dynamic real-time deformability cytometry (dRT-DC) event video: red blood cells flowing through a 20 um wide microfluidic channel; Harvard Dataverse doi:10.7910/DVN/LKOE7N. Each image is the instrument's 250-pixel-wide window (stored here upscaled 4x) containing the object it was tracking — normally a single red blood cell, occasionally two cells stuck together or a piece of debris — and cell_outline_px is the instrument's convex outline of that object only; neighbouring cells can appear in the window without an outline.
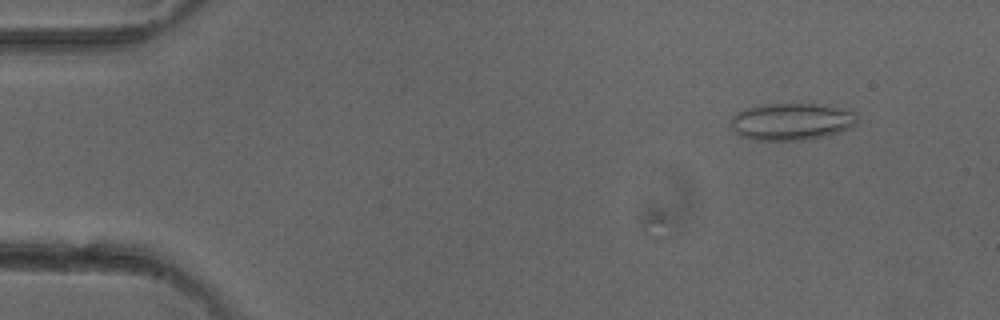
{"species": "common noctule bat (a hibernating species)", "species_latin": "Nyctalus noctula", "temperature_condition": "cold", "stored_images_in_passage": 50, "camera_frame_rate_fps": 3000, "um_per_image_px": 0.085, "animal": {"sex": "female"}, "frame": {"image": 1, "passage_image": 5, "time_ms": 1.333, "image_size_px": [1000, 320], "cell_outline_px": [[856, 124], [852, 128], [828, 136], [808, 140], [752, 140], [736, 132], [732, 128], [732, 116], [736, 112], [748, 108], [764, 104], [824, 104], [848, 108], [856, 112]], "centroid_in_image_um": [67.37, 10.33], "position_along_channel_um": 17.6, "area_um2": 27.69}}
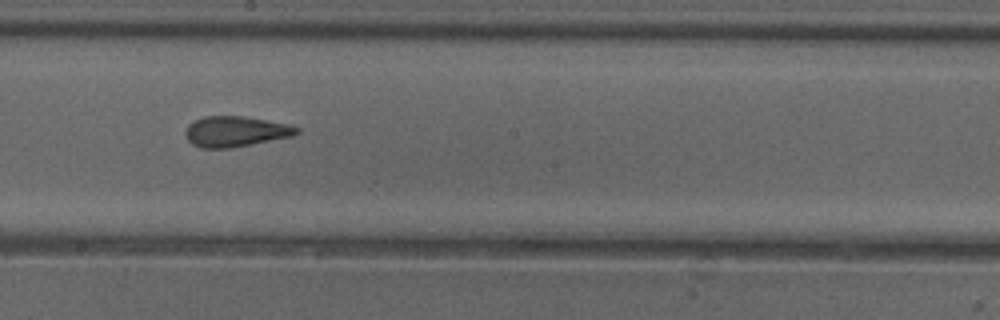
{"frame": {"image": 2, "passage_image": 28, "time_ms": 9.0, "image_size_px": [1000, 320], "cell_outline_px": [[300, 132], [292, 136], [232, 148], [200, 148], [192, 144], [184, 136], [184, 132], [188, 124], [204, 116], [244, 116], [288, 124], [300, 128]], "centroid_in_image_um": [20.0, 11.18], "position_along_channel_um": 228.2, "area_um2": 19.88}}
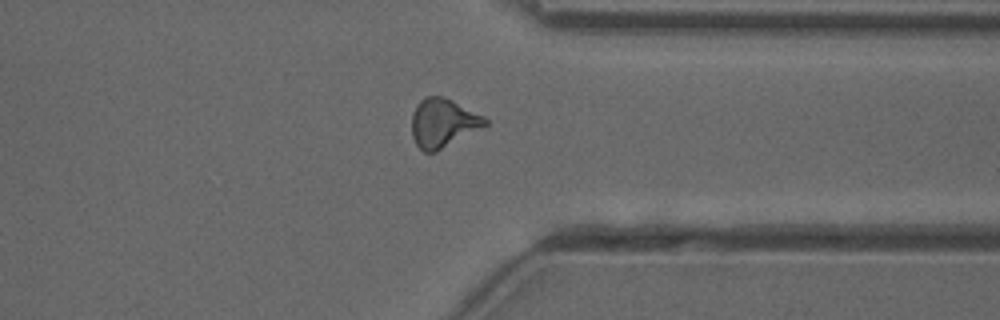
{"frame": {"image": 3, "passage_image": 39, "time_ms": 12.667, "image_size_px": [1000, 320], "cell_outline_px": [[488, 124], [436, 152], [424, 152], [416, 144], [412, 136], [412, 112], [416, 104], [424, 96], [444, 96], [484, 116], [488, 120]], "centroid_in_image_um": [37.63, 10.43], "position_along_channel_um": 373.8, "area_um2": 20.81}, "authors_computed_cell_mechanics": {"area_um2": 20.23, "velocity_mm_per_s": 4.051, "shape_relaxation_time_tau1_ms": null, "shape_relaxation_time_tau2_ms": 1.9268, "deformation_change_tau1": null, "deformation_change_tau2": 0.0954}}